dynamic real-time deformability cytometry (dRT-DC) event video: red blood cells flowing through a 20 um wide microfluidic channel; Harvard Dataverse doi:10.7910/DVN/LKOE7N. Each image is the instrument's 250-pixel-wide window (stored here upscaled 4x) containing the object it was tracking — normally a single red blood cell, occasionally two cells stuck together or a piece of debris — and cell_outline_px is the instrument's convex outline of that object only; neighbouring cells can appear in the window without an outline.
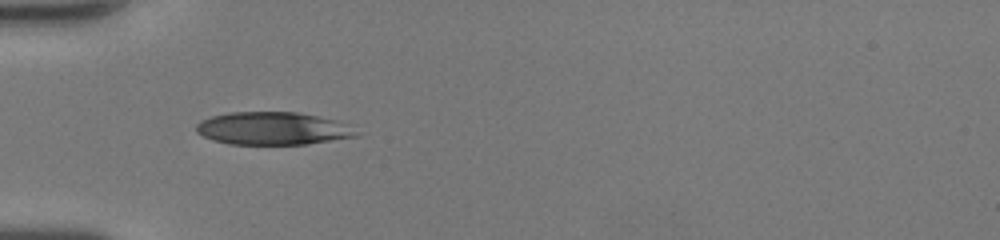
{"species": "human", "species_latin": "Homo sapiens", "temperature_condition": "room temperature", "stored_images_in_passage": 33, "camera_frame_rate_fps": 3000, "um_per_image_px": 0.085, "donor": {"sex": "female"}, "frame": {"image": 1, "passage_image": 1, "time_ms": 0.0, "image_size_px": [1000, 240], "cell_outline_px": [[360, 136], [308, 144], [228, 144], [212, 140], [196, 132], [196, 124], [200, 120], [212, 116], [232, 112], [296, 112], [336, 120], [352, 124]], "centroid_in_image_um": [23.23, 10.92], "position_along_channel_um": 61.8, "area_um2": 30.81}}
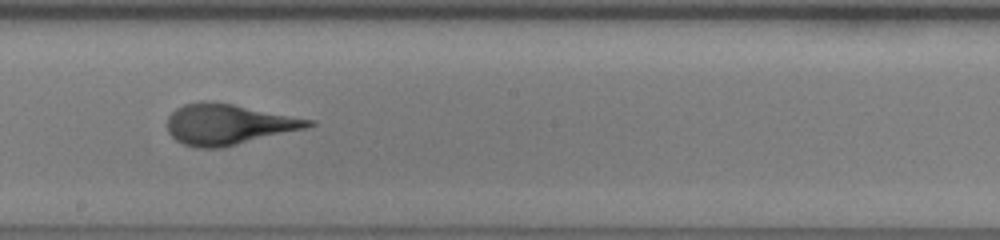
{"frame": {"image": 2, "passage_image": 13, "time_ms": 4.0, "image_size_px": [1000, 240], "cell_outline_px": [[316, 124], [308, 128], [220, 148], [196, 148], [184, 144], [176, 140], [168, 132], [168, 116], [176, 108], [184, 104], [204, 100], [208, 100], [232, 104], [316, 120]], "centroid_in_image_um": [19.42, 10.56], "position_along_channel_um": 228.8, "area_um2": 33.52}}
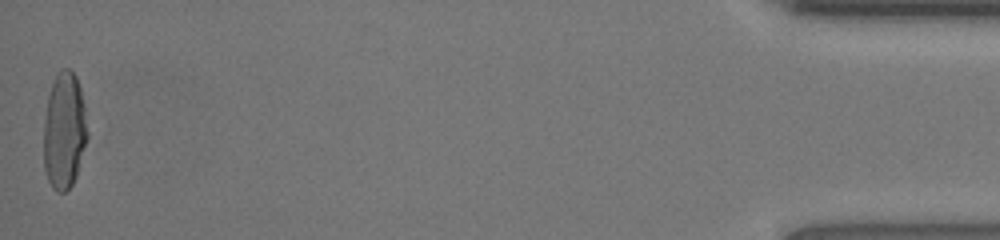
{"frame": {"image": 3, "passage_image": 33, "time_ms": 10.667, "image_size_px": [1000, 240], "cell_outline_px": [[88, 136], [76, 176], [72, 184], [64, 192], [56, 192], [52, 188], [48, 180], [44, 168], [44, 120], [48, 96], [52, 84], [60, 68], [68, 68], [76, 76], [80, 88], [84, 104], [88, 132]], "centroid_in_image_um": [5.46, 11.12], "position_along_channel_um": 429.7, "area_um2": 29.77}, "authors_computed_cell_mechanics": {"area_um2": 32.657, "velocity_mm_per_s": 4.3391, "shape_relaxation_time_tau1_ms": 4.6656, "shape_relaxation_time_tau2_ms": null, "deformation_change_tau1": 0.2303, "deformation_change_tau2": null}}